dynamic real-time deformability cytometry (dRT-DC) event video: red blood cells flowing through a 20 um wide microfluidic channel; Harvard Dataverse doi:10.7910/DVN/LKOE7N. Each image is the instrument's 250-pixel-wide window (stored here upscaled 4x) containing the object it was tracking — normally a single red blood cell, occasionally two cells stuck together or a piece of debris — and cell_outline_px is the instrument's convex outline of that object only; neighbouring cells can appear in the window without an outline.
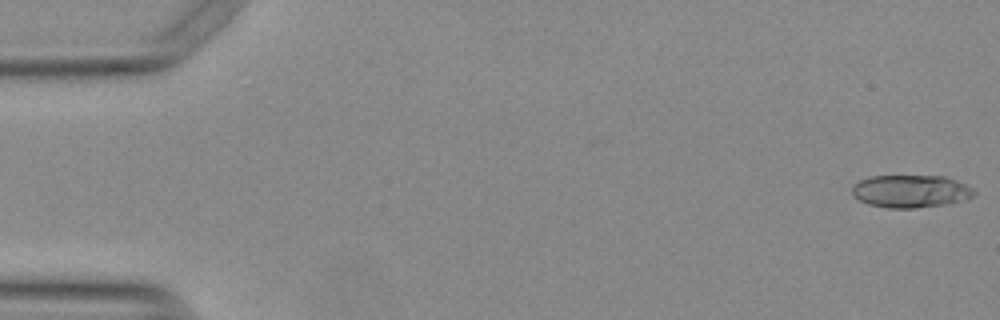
{"species": "Egyptian fruit bat (a non-hibernating species)", "species_latin": "Rousettus aegyptiacus", "temperature_condition": "warm", "stored_images_in_passage": 19, "camera_frame_rate_fps": 3000, "um_per_image_px": 0.085, "animal": {"sex": "female"}, "frame": {"image": 1, "passage_image": 1, "time_ms": 0.0, "image_size_px": [1000, 320], "cell_outline_px": [[976, 192], [972, 196], [964, 200], [944, 204], [912, 208], [888, 208], [868, 204], [860, 200], [852, 192], [852, 188], [860, 180], [872, 176], [944, 176], [956, 180], [972, 188]], "centroid_in_image_um": [77.42, 16.25], "position_along_channel_um": 7.6, "area_um2": 22.89}}
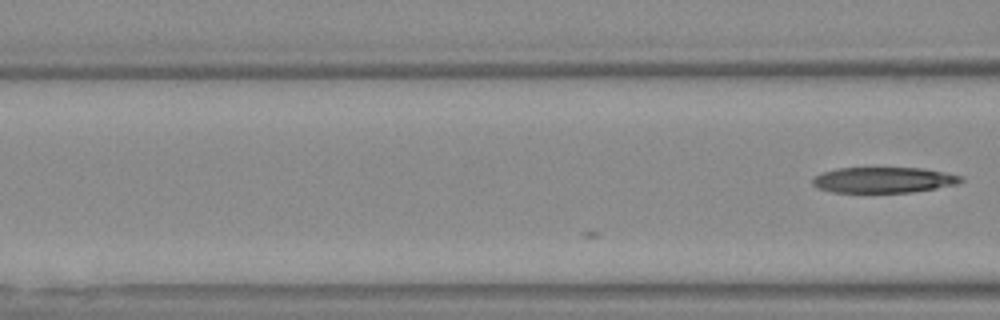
{"frame": {"image": 2, "passage_image": 19, "time_ms": 6.0, "image_size_px": [1000, 320], "cell_outline_px": [[964, 180], [956, 184], [936, 188], [908, 192], [832, 192], [820, 188], [812, 184], [812, 176], [820, 172], [836, 168], [924, 168], [964, 176]], "centroid_in_image_um": [75.08, 15.28], "position_along_channel_um": 91.5, "area_um2": 22.25}}